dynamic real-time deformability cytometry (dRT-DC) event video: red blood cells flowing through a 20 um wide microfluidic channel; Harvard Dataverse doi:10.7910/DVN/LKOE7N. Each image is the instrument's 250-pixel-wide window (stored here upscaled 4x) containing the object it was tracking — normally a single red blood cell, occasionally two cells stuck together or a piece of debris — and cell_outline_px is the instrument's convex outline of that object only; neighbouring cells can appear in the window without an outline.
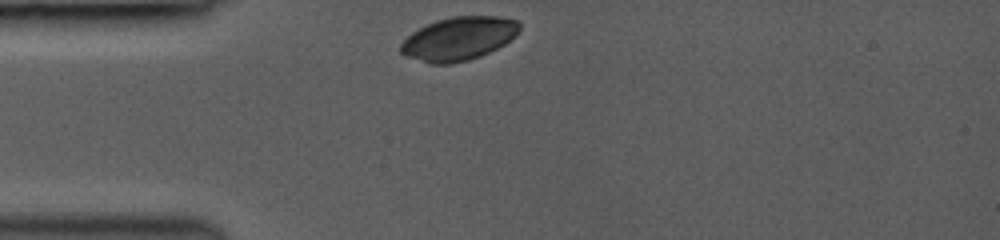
{"species": "common noctule bat (a hibernating species)", "species_latin": "Nyctalus noctula", "temperature_condition": "room temperature", "stored_images_in_passage": 15, "camera_frame_rate_fps": 3000, "um_per_image_px": 0.085, "animal": {"sex": "female", "body_mass_g": 19.0, "forearm_length_mm": 53.3}, "frame": {"image": 1, "passage_image": 1, "time_ms": 0.0, "image_size_px": [1000, 240], "cell_outline_px": [[520, 28], [516, 36], [504, 44], [480, 56], [468, 60], [452, 64], [432, 64], [404, 56], [400, 52], [400, 44], [412, 32], [436, 20], [452, 16], [500, 16], [516, 20], [520, 24]], "centroid_in_image_um": [38.98, 3.28], "position_along_channel_um": 46.0, "area_um2": 30.06}}
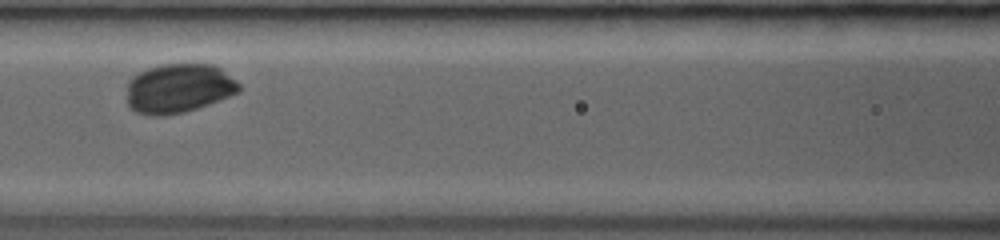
{"frame": {"image": 2, "passage_image": 7, "time_ms": 3.0, "image_size_px": [1000, 240], "cell_outline_px": [[240, 92], [208, 104], [184, 112], [164, 116], [152, 116], [136, 112], [128, 104], [128, 80], [132, 76], [148, 68], [164, 64], [216, 64], [236, 80], [240, 84]], "centroid_in_image_um": [15.2, 7.5], "position_along_channel_um": 151.4, "area_um2": 32.31}}
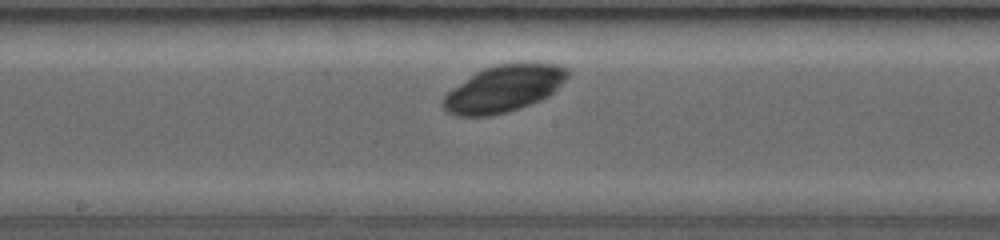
{"frame": {"image": 3, "passage_image": 10, "time_ms": 4.333, "image_size_px": [1000, 240], "cell_outline_px": [[568, 76], [548, 96], [540, 100], [520, 108], [508, 112], [492, 116], [456, 116], [448, 112], [444, 108], [440, 100], [452, 88], [476, 72], [484, 68], [496, 64], [556, 64], [568, 68]], "centroid_in_image_um": [42.77, 7.56], "position_along_channel_um": 205.4, "area_um2": 33.52}}